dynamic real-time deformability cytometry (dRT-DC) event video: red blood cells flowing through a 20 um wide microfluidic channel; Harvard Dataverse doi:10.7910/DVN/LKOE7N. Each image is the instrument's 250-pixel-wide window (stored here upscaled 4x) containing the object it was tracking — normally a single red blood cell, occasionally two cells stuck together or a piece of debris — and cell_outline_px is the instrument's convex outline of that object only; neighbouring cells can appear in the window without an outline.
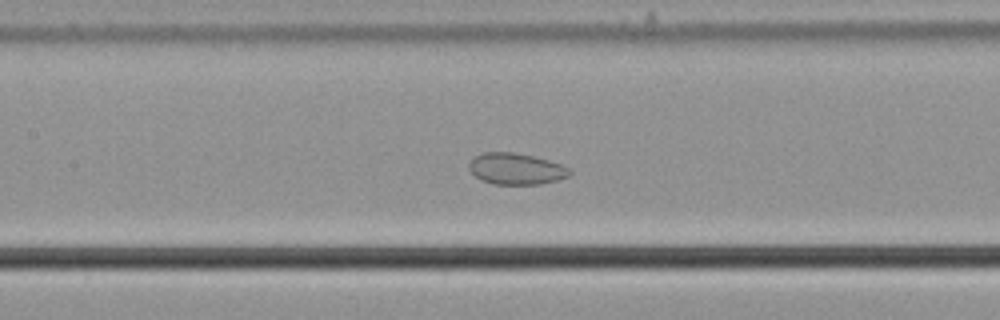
{"species": "common noctule bat (a hibernating species)", "species_latin": "Nyctalus noctula", "temperature_condition": "cold", "stored_images_in_passage": 57, "camera_frame_rate_fps": 3000, "um_per_image_px": 0.085, "animal": {"sex": "male", "body_mass_g": 21.5, "forearm_length_mm": 52.0}, "frame": {"image": 1, "passage_image": 27, "time_ms": 8.667, "image_size_px": [1000, 320], "cell_outline_px": [[572, 172], [568, 176], [556, 180], [540, 184], [492, 184], [480, 180], [468, 168], [468, 164], [476, 156], [484, 152], [512, 152], [532, 156], [548, 160], [560, 164], [568, 168]], "centroid_in_image_um": [43.84, 14.35], "position_along_channel_um": 163.6, "area_um2": 18.21}}
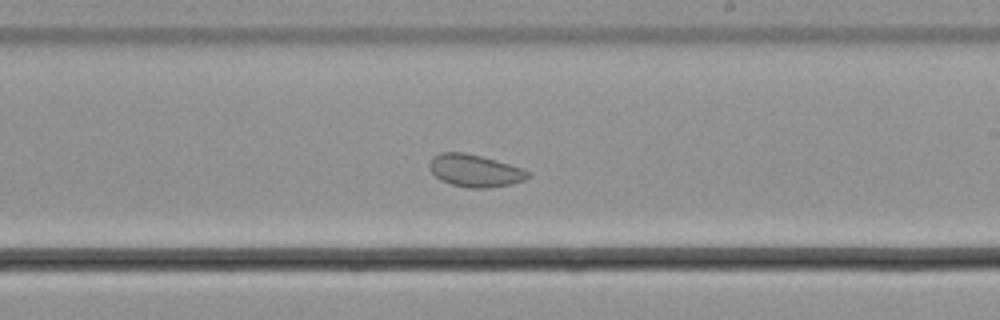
{"frame": {"image": 2, "passage_image": 34, "time_ms": 11.0, "image_size_px": [1000, 320], "cell_outline_px": [[532, 176], [524, 180], [512, 184], [488, 188], [468, 188], [452, 184], [440, 180], [432, 172], [428, 164], [432, 156], [440, 152], [464, 152], [496, 160], [532, 172]], "centroid_in_image_um": [40.37, 14.51], "position_along_channel_um": 248.6, "area_um2": 18.67}}
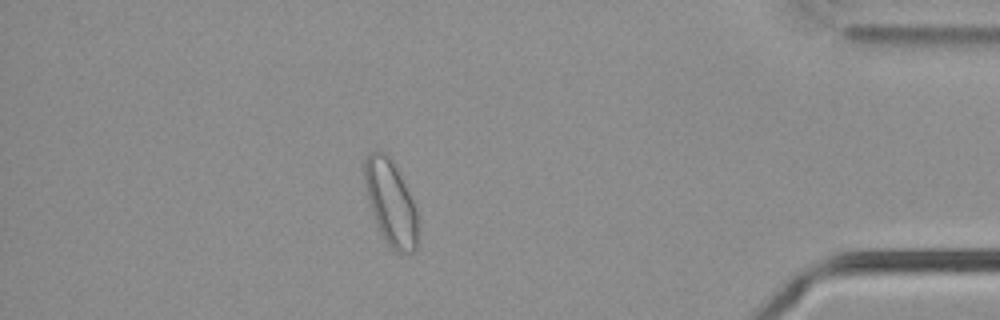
{"frame": {"image": 3, "passage_image": 50, "time_ms": 16.333, "image_size_px": [1000, 320], "cell_outline_px": [[416, 248], [412, 252], [396, 252], [384, 240], [376, 224], [372, 212], [364, 180], [364, 160], [368, 152], [384, 152], [396, 164], [416, 204]], "centroid_in_image_um": [33.21, 17.18], "position_along_channel_um": 402.0, "area_um2": 26.36}, "authors_computed_cell_mechanics": {"area_um2": 24.7384, "velocity_mm_per_s": 3.6545, "shape_relaxation_time_tau1_ms": null, "shape_relaxation_time_tau2_ms": 2.0211, "deformation_change_tau1": null, "deformation_change_tau2": 0.0508}}